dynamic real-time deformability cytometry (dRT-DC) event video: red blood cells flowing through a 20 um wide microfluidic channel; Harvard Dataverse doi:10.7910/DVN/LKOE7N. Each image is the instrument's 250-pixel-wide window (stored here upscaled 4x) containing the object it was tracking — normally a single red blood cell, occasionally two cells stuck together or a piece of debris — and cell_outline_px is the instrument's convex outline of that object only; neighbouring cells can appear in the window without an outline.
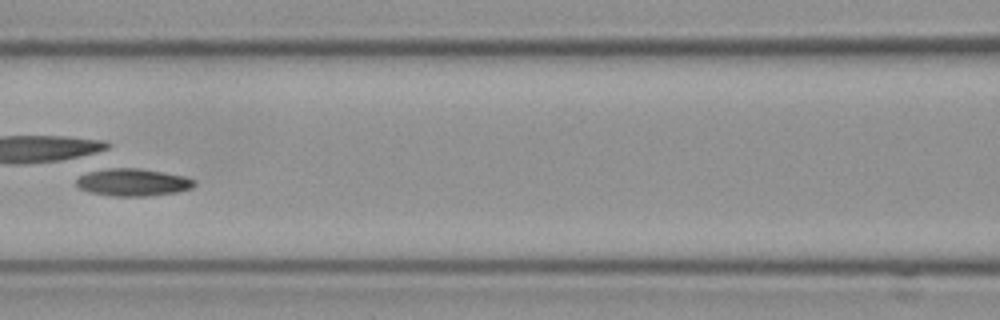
{"species": "Egyptian fruit bat (a non-hibernating species)", "species_latin": "Rousettus aegyptiacus", "temperature_condition": "cold", "stored_images_in_passage": 5, "camera_frame_rate_fps": 3000, "um_per_image_px": 0.085, "frame": {"image": 1, "passage_image": 5, "time_ms": 1.333, "image_size_px": [1000, 320], "cell_outline_px": [[196, 184], [192, 188], [176, 192], [148, 196], [112, 196], [88, 192], [80, 188], [76, 184], [76, 180], [80, 176], [96, 168], [140, 168], [184, 176], [196, 180]], "centroid_in_image_um": [11.28, 15.49], "position_along_channel_um": 155.3, "area_um2": 19.02}}